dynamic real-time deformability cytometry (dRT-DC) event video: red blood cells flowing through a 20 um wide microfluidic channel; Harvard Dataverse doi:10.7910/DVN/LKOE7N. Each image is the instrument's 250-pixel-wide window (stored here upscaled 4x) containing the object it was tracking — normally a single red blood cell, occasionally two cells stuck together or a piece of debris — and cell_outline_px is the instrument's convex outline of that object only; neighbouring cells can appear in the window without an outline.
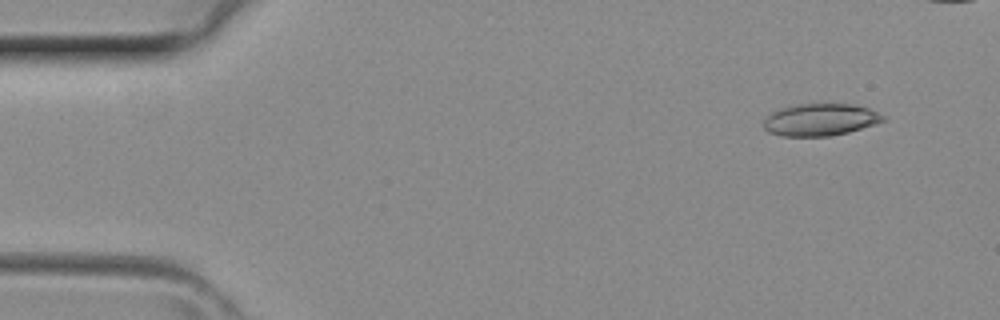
{"species": "common noctule bat (a hibernating species)", "species_latin": "Nyctalus noctula", "temperature_condition": "room temperature", "stored_images_in_passage": 12, "camera_frame_rate_fps": 3000, "um_per_image_px": 0.085, "animal": {"sex": "female", "body_mass_g": 29.2, "forearm_length_mm": 56.3}, "frame": {"image": 1, "passage_image": 4, "time_ms": 1.0, "image_size_px": [1000, 320], "cell_outline_px": [[888, 120], [876, 124], [848, 132], [828, 136], [780, 136], [768, 132], [764, 128], [764, 120], [772, 112], [780, 108], [800, 104], [852, 104], [868, 108], [884, 116]], "centroid_in_image_um": [69.73, 10.18], "position_along_channel_um": 15.3, "area_um2": 22.31}}